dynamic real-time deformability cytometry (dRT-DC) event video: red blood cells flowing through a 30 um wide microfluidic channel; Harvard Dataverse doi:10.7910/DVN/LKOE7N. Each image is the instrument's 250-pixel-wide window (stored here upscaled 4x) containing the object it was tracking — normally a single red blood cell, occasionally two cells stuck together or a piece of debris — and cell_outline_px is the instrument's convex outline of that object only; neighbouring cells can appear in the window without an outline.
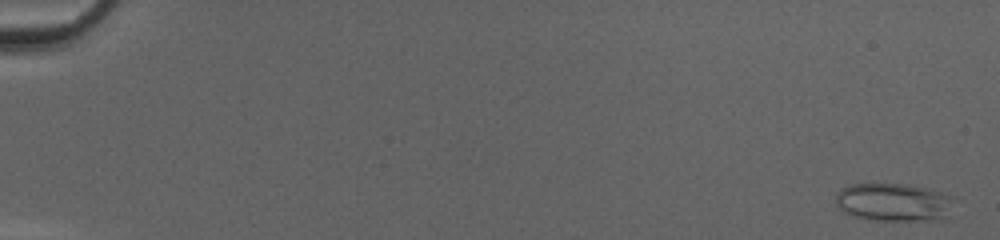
{"species": "common noctule bat (a hibernating species)", "species_latin": "Nyctalus noctula", "temperature_condition": "cold", "stored_images_in_passage": 51, "camera_frame_rate_fps": 3000, "um_per_image_px": 0.085, "animal": {"sex": "female", "body_mass_g": 20.0, "forearm_length_mm": 54.0}, "frame": {"image": 1, "passage_image": 2, "time_ms": 0.333, "image_size_px": [1000, 240], "cell_outline_px": [[948, 196], [940, 216], [924, 220], [880, 220], [856, 216], [844, 212], [836, 204], [836, 192], [840, 188], [848, 184], [908, 184], [928, 188], [940, 192]], "centroid_in_image_um": [75.72, 17.14], "position_along_channel_um": 9.3, "area_um2": 24.85}}
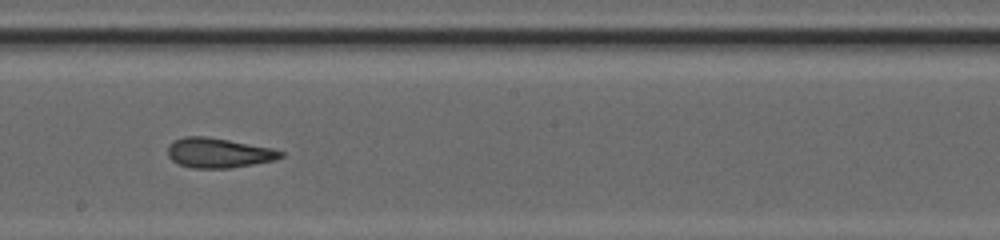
{"frame": {"image": 2, "passage_image": 31, "time_ms": 10.0, "image_size_px": [1000, 240], "cell_outline_px": [[284, 156], [276, 160], [228, 168], [192, 168], [180, 164], [172, 160], [168, 156], [168, 144], [184, 136], [208, 136], [272, 148], [284, 152]], "centroid_in_image_um": [18.58, 12.99], "position_along_channel_um": 229.6, "area_um2": 19.59}}
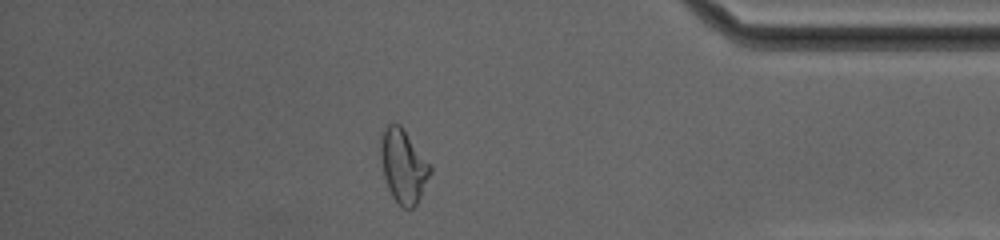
{"frame": {"image": 3, "passage_image": 45, "time_ms": 14.667, "image_size_px": [1000, 240], "cell_outline_px": [[432, 172], [416, 204], [412, 208], [400, 208], [396, 204], [388, 188], [384, 176], [380, 160], [380, 132], [392, 120], [400, 124], [432, 168]], "centroid_in_image_um": [34.24, 14.09], "position_along_channel_um": 401.0, "area_um2": 21.39}, "authors_computed_cell_mechanics": {"area_um2": 21.3282, "velocity_mm_per_s": 4.223, "shape_relaxation_time_tau1_ms": null, "shape_relaxation_time_tau2_ms": 2.5717, "deformation_change_tau1": null, "deformation_change_tau2": 0.1136}}